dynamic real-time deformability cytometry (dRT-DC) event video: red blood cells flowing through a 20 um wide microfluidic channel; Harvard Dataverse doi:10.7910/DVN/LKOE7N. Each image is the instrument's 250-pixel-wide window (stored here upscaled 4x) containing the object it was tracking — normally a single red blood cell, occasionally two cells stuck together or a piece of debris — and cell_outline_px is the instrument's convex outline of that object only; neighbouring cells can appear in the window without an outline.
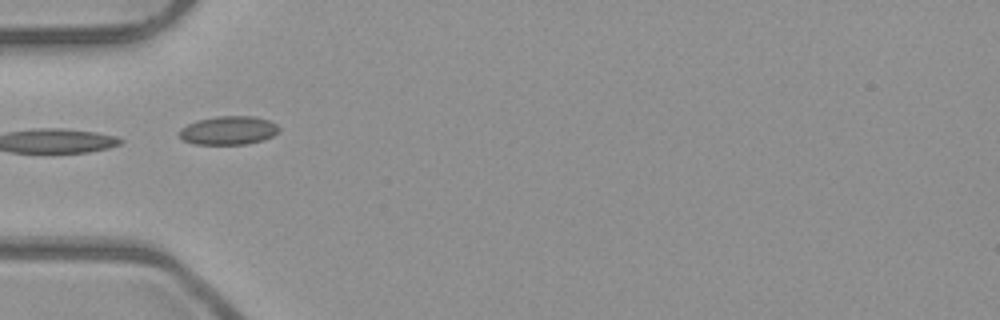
{"species": "common noctule bat (a hibernating species)", "species_latin": "Nyctalus noctula", "temperature_condition": "room temperature", "stored_images_in_passage": 5, "camera_frame_rate_fps": 3000, "um_per_image_px": 0.085, "animal": {"sex": "male", "body_mass_g": 23.1, "forearm_length_mm": 52.7}, "frame": {"image": 1, "passage_image": 3, "time_ms": 0.667, "image_size_px": [1000, 320], "cell_outline_px": [[280, 132], [264, 140], [248, 144], [196, 144], [184, 140], [180, 136], [180, 128], [196, 120], [216, 116], [252, 116], [268, 120], [276, 124], [280, 128]], "centroid_in_image_um": [19.45, 11.08], "position_along_channel_um": 65.5, "area_um2": 16.65}}
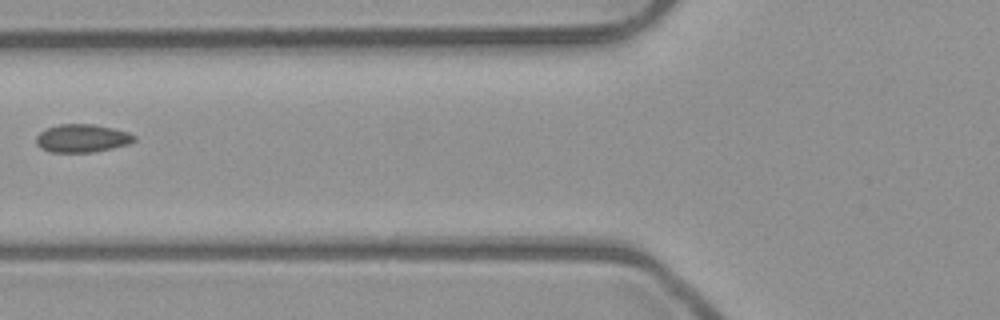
{"frame": {"image": 2, "passage_image": 4, "time_ms": 1.0, "image_size_px": [1000, 320], "cell_outline_px": [[136, 140], [128, 144], [112, 148], [92, 152], [52, 152], [40, 148], [36, 144], [36, 136], [40, 132], [48, 128], [60, 124], [92, 124], [112, 128], [128, 132], [136, 136]], "centroid_in_image_um": [6.97, 11.75], "position_along_channel_um": 118.8, "area_um2": 15.95}}
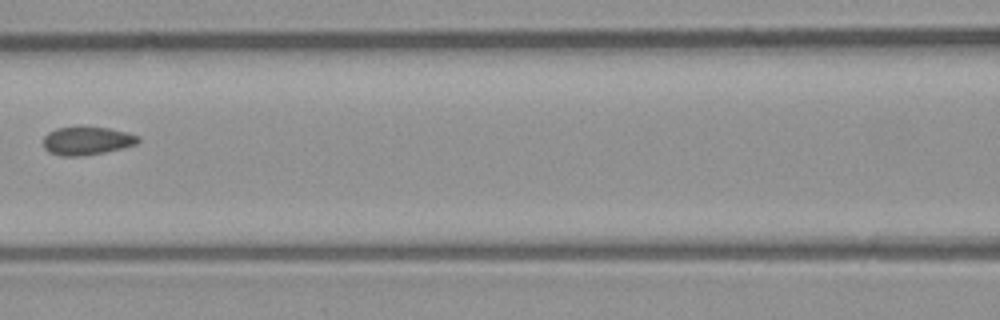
{"frame": {"image": 3, "passage_image": 5, "time_ms": 1.333, "image_size_px": [1000, 320], "cell_outline_px": [[140, 140], [136, 144], [104, 152], [80, 156], [60, 156], [48, 152], [44, 148], [44, 136], [48, 132], [56, 128], [108, 128], [140, 136]], "centroid_in_image_um": [7.35, 11.98], "position_along_channel_um": 159.2, "area_um2": 15.26}}